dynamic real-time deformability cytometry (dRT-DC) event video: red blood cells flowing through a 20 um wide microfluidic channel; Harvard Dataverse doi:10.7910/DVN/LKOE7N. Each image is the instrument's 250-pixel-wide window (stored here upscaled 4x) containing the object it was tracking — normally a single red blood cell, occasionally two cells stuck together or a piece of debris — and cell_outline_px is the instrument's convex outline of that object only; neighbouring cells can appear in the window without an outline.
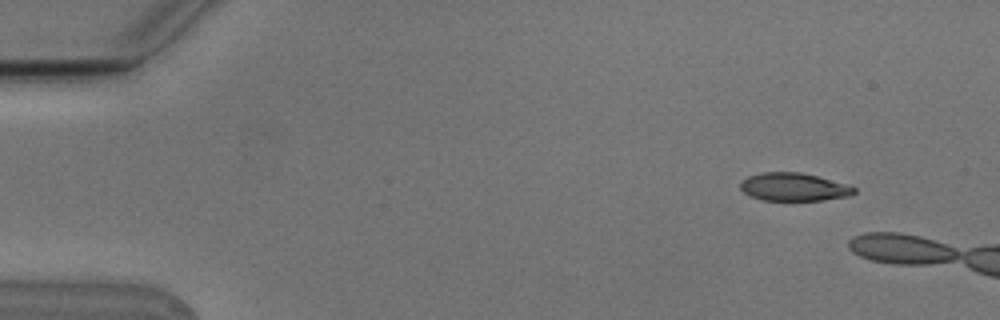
{"species": "Egyptian fruit bat (a non-hibernating species)", "species_latin": "Rousettus aegyptiacus", "temperature_condition": "cold", "stored_images_in_passage": 3, "camera_frame_rate_fps": 3000, "um_per_image_px": 0.085, "animal": {"sex": "male"}, "frame": {"image": 1, "passage_image": 1, "time_ms": 0.0, "image_size_px": [1000, 320], "cell_outline_px": [[856, 192], [852, 196], [824, 200], [760, 200], [748, 196], [740, 188], [740, 180], [748, 176], [760, 172], [800, 172], [848, 184], [856, 188]], "centroid_in_image_um": [67.46, 15.89], "position_along_channel_um": 17.5, "area_um2": 18.84}}